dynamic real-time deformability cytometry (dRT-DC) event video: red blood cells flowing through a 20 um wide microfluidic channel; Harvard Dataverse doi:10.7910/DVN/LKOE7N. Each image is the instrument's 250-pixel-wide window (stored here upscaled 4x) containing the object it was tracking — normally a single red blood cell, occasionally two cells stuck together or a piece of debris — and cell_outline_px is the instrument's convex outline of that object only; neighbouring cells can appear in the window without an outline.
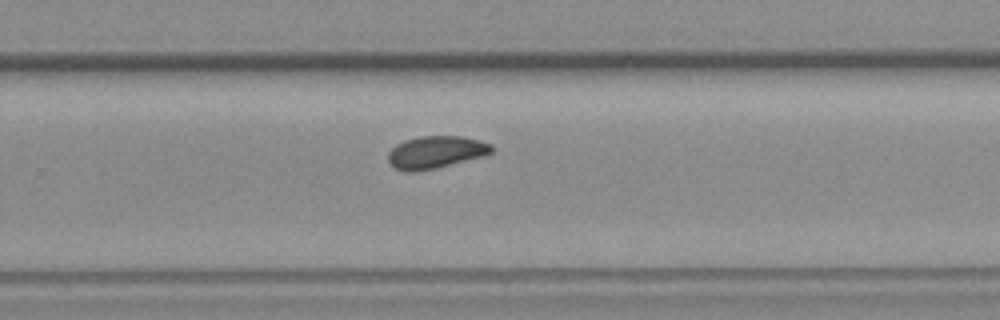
{"species": "common noctule bat (a hibernating species)", "species_latin": "Nyctalus noctula", "temperature_condition": "room temperature", "stored_images_in_passage": 10, "camera_frame_rate_fps": 3000, "um_per_image_px": 0.085, "animal": {"sex": "female", "body_mass_g": 19.3, "forearm_length_mm": 54.1}, "frame": {"image": 1, "passage_image": 10, "time_ms": 11.333, "image_size_px": [1000, 320], "cell_outline_px": [[492, 152], [484, 156], [436, 168], [416, 172], [404, 172], [392, 168], [388, 160], [388, 152], [396, 144], [404, 140], [420, 136], [464, 136], [480, 140], [492, 144]], "centroid_in_image_um": [37.01, 12.94], "position_along_channel_um": 292.8, "area_um2": 19.83}}